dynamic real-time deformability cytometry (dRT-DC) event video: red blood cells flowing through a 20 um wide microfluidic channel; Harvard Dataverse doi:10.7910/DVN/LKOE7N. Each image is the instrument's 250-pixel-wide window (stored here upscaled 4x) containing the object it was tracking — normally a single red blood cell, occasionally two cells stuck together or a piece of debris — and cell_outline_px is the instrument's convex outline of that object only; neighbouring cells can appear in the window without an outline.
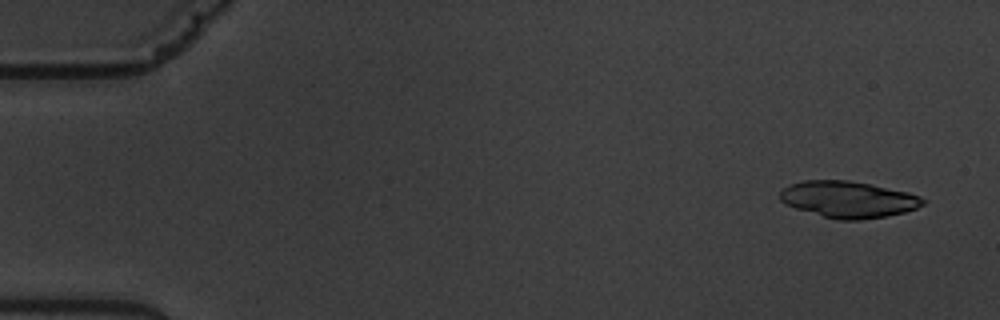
{"species": "common noctule bat (a hibernating species)", "species_latin": "Nyctalus noctula", "temperature_condition": "warm", "stored_images_in_passage": 6, "camera_frame_rate_fps": 3000, "um_per_image_px": 0.085, "animal": {"sex": "male", "body_mass_g": 19.5, "forearm_length_mm": 54.6}, "frame": {"image": 1, "passage_image": 1, "time_ms": 0.0, "image_size_px": [1000, 320], "cell_outline_px": [[928, 200], [924, 204], [916, 208], [904, 212], [884, 216], [860, 220], [836, 220], [796, 208], [784, 204], [780, 200], [780, 192], [788, 184], [804, 180], [848, 180], [908, 192], [920, 196]], "centroid_in_image_um": [72.09, 16.95], "position_along_channel_um": 12.9, "area_um2": 30.35}}